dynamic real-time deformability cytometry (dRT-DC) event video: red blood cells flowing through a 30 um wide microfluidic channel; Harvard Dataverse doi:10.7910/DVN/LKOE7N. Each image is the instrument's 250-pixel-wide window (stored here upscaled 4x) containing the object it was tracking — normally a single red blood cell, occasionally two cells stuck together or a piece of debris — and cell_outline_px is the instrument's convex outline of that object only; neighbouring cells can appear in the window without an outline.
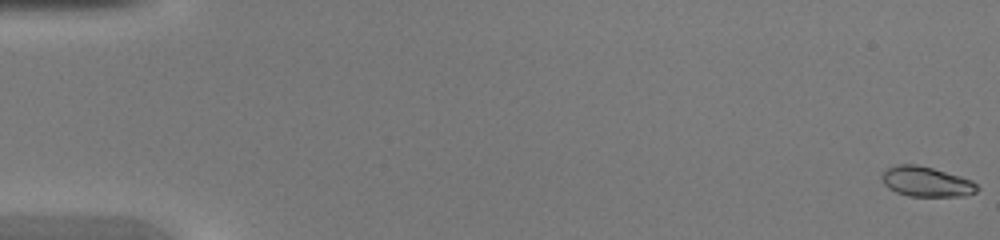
{"species": "common noctule bat (a hibernating species)", "species_latin": "Nyctalus noctula", "temperature_condition": "warm", "stored_images_in_passage": 8, "camera_frame_rate_fps": 3000, "um_per_image_px": 0.085, "animal": {"sex": "female", "body_mass_g": 20.0, "forearm_length_mm": 54.0}, "frame": {"image": 1, "passage_image": 1, "time_ms": 0.0, "image_size_px": [1000, 240], "cell_outline_px": [[980, 188], [976, 192], [964, 196], [908, 196], [896, 192], [888, 188], [884, 184], [880, 176], [888, 168], [896, 164], [916, 164], [932, 168], [960, 176], [972, 180]], "centroid_in_image_um": [78.73, 15.44], "position_along_channel_um": 6.3, "area_um2": 16.7}}